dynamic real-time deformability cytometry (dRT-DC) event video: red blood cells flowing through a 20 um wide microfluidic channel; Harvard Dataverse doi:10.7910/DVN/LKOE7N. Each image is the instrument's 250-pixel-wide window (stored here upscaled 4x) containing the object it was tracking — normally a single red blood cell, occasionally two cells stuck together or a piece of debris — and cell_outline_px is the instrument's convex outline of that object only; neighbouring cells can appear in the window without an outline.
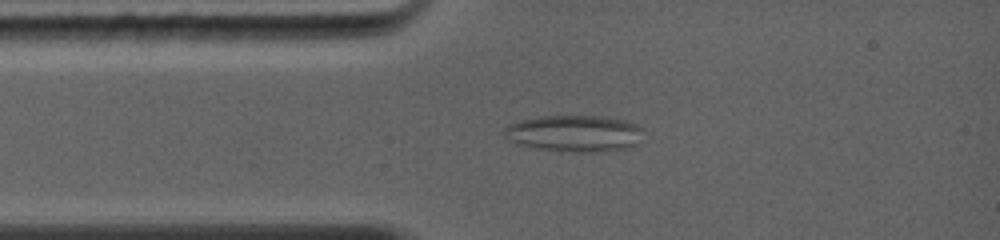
{"species": "common noctule bat (a hibernating species)", "species_latin": "Nyctalus noctula", "temperature_condition": "warm", "stored_images_in_passage": 30, "camera_frame_rate_fps": 5000, "um_per_image_px": 0.085, "animal": {"sex": "female", "body_mass_g": 19.0, "forearm_length_mm": 56.7}, "frame": {"image": 1, "passage_image": 6, "time_ms": 2.0, "image_size_px": [1000, 240], "cell_outline_px": [[640, 128], [628, 144], [604, 148], [556, 148], [524, 144], [516, 140], [508, 128], [512, 124], [520, 120], [540, 116], [600, 116], [628, 120], [636, 124]], "centroid_in_image_um": [48.8, 11.2], "position_along_channel_um": 36.2, "area_um2": 25.55}}
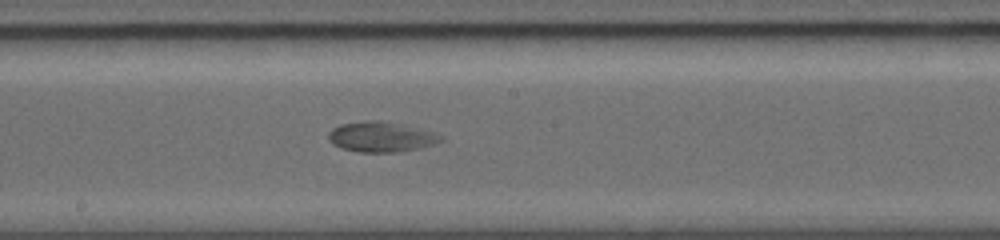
{"frame": {"image": 2, "passage_image": 18, "time_ms": 6.4, "image_size_px": [1000, 240], "cell_outline_px": [[444, 136], [440, 140], [432, 144], [416, 148], [392, 152], [360, 152], [344, 148], [336, 144], [328, 136], [328, 132], [332, 128], [340, 124], [368, 120], [380, 120], [432, 132]], "centroid_in_image_um": [32.35, 11.62], "position_along_channel_um": 215.9, "area_um2": 19.02}}
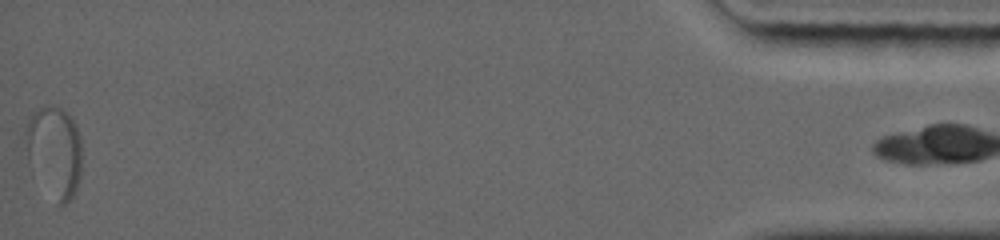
{"frame": {"image": 3, "passage_image": 29, "time_ms": 14.8, "image_size_px": [1000, 240], "cell_outline_px": [[80, 180], [72, 196], [60, 208], [28, 164], [24, 132], [24, 128], [28, 116], [32, 112], [40, 108], [60, 108], [76, 124], [80, 136]], "centroid_in_image_um": [4.59, 12.9], "position_along_channel_um": 430.6, "area_um2": 29.71}}